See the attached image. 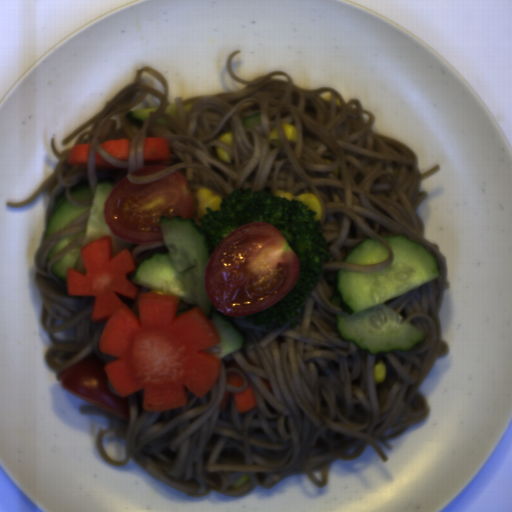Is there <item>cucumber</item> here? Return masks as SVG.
<instances>
[{
    "label": "cucumber",
    "instance_id": "obj_1",
    "mask_svg": "<svg viewBox=\"0 0 512 512\" xmlns=\"http://www.w3.org/2000/svg\"><path fill=\"white\" fill-rule=\"evenodd\" d=\"M393 261L379 272L336 269L332 286L349 314H336L333 329L369 355L410 352L426 337L385 303L440 277L442 262L423 241L401 233L382 236Z\"/></svg>",
    "mask_w": 512,
    "mask_h": 512
},
{
    "label": "cucumber",
    "instance_id": "obj_2",
    "mask_svg": "<svg viewBox=\"0 0 512 512\" xmlns=\"http://www.w3.org/2000/svg\"><path fill=\"white\" fill-rule=\"evenodd\" d=\"M162 246L145 252L129 276L130 282L148 290L178 297L195 305L213 324L220 343L203 349L205 353L224 359L244 344L233 315L223 314L211 302L204 283L205 267L213 247L192 218L160 216L158 219Z\"/></svg>",
    "mask_w": 512,
    "mask_h": 512
},
{
    "label": "cucumber",
    "instance_id": "obj_3",
    "mask_svg": "<svg viewBox=\"0 0 512 512\" xmlns=\"http://www.w3.org/2000/svg\"><path fill=\"white\" fill-rule=\"evenodd\" d=\"M117 183L118 182L106 181L99 183L94 191L92 202L89 206L74 207L71 206L69 202L65 201L63 198L56 202L49 214L42 240L46 239L53 233L62 230L65 226L70 224L74 219H76L80 214L89 208L90 210L82 233L75 236L61 238L53 243L44 257V265L55 253L66 247L76 238H83L82 244H89L99 237L109 236L111 252L112 255L115 256L124 249L131 248L132 243H128L122 240L109 229L105 222V202L113 187Z\"/></svg>",
    "mask_w": 512,
    "mask_h": 512
},
{
    "label": "cucumber",
    "instance_id": "obj_4",
    "mask_svg": "<svg viewBox=\"0 0 512 512\" xmlns=\"http://www.w3.org/2000/svg\"><path fill=\"white\" fill-rule=\"evenodd\" d=\"M388 258V250L379 241L370 236L360 237L341 257L344 263L374 265Z\"/></svg>",
    "mask_w": 512,
    "mask_h": 512
},
{
    "label": "cucumber",
    "instance_id": "obj_5",
    "mask_svg": "<svg viewBox=\"0 0 512 512\" xmlns=\"http://www.w3.org/2000/svg\"><path fill=\"white\" fill-rule=\"evenodd\" d=\"M80 249L74 247L58 258L51 267V273L55 277L65 278L68 269H76L79 263Z\"/></svg>",
    "mask_w": 512,
    "mask_h": 512
},
{
    "label": "cucumber",
    "instance_id": "obj_6",
    "mask_svg": "<svg viewBox=\"0 0 512 512\" xmlns=\"http://www.w3.org/2000/svg\"><path fill=\"white\" fill-rule=\"evenodd\" d=\"M157 109L158 106L138 108L127 112L125 117L128 119L132 126L141 128L143 127L144 122L150 116V113L156 111Z\"/></svg>",
    "mask_w": 512,
    "mask_h": 512
},
{
    "label": "cucumber",
    "instance_id": "obj_7",
    "mask_svg": "<svg viewBox=\"0 0 512 512\" xmlns=\"http://www.w3.org/2000/svg\"><path fill=\"white\" fill-rule=\"evenodd\" d=\"M70 196L75 200L85 201L91 198L90 185L87 179L75 184L70 189Z\"/></svg>",
    "mask_w": 512,
    "mask_h": 512
},
{
    "label": "cucumber",
    "instance_id": "obj_8",
    "mask_svg": "<svg viewBox=\"0 0 512 512\" xmlns=\"http://www.w3.org/2000/svg\"><path fill=\"white\" fill-rule=\"evenodd\" d=\"M244 129H254L256 126L262 125L260 112L248 116L242 122Z\"/></svg>",
    "mask_w": 512,
    "mask_h": 512
},
{
    "label": "cucumber",
    "instance_id": "obj_9",
    "mask_svg": "<svg viewBox=\"0 0 512 512\" xmlns=\"http://www.w3.org/2000/svg\"><path fill=\"white\" fill-rule=\"evenodd\" d=\"M164 112L167 115H169L170 117H172L173 119L178 121L179 115H178V109L176 107L175 102L168 103L164 109Z\"/></svg>",
    "mask_w": 512,
    "mask_h": 512
},
{
    "label": "cucumber",
    "instance_id": "obj_10",
    "mask_svg": "<svg viewBox=\"0 0 512 512\" xmlns=\"http://www.w3.org/2000/svg\"><path fill=\"white\" fill-rule=\"evenodd\" d=\"M157 123H159L160 125H162L163 127H168L170 122L168 121L167 118L163 117V116H159L156 121Z\"/></svg>",
    "mask_w": 512,
    "mask_h": 512
}]
</instances>
